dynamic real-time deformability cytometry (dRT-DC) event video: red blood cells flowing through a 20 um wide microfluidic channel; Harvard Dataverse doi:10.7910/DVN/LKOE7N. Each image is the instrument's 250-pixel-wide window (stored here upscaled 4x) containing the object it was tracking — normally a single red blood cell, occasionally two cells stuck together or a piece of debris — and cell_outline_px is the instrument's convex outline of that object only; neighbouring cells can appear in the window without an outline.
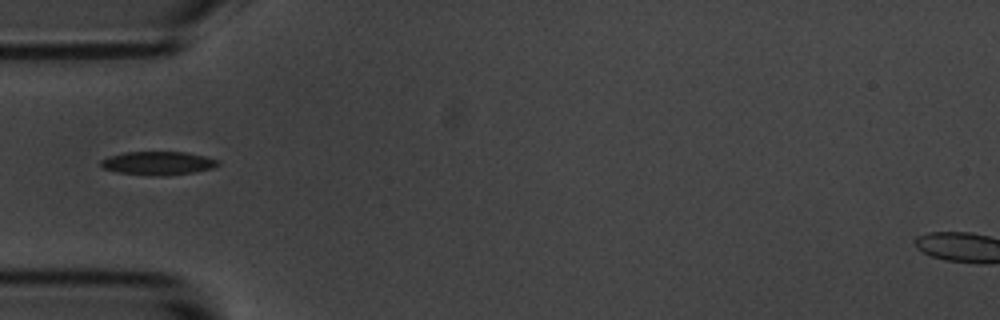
{"species": "common noctule bat (a hibernating species)", "species_latin": "Nyctalus noctula", "temperature_condition": "room temperature", "stored_images_in_passage": 3, "camera_frame_rate_fps": 3000, "um_per_image_px": 0.085, "animal": {"sex": "male", "body_mass_g": 20.1, "forearm_length_mm": 53.5}, "frame": {"image": 1, "passage_image": 1, "time_ms": 0.0, "image_size_px": [1000, 320], "cell_outline_px": [[220, 164], [212, 168], [196, 172], [168, 176], [152, 176], [120, 172], [100, 168], [100, 160], [108, 156], [124, 152], [184, 152], [204, 156], [220, 160]], "centroid_in_image_um": [13.42, 13.88], "position_along_channel_um": 71.6, "area_um2": 16.24}}
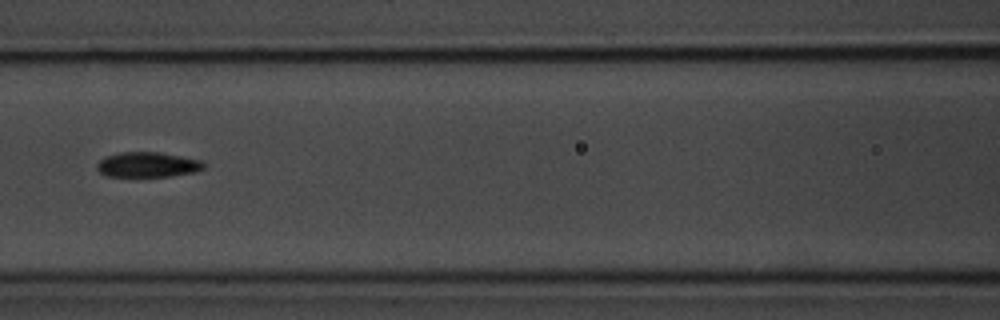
{"frame": {"image": 2, "passage_image": 3, "time_ms": 2.333, "image_size_px": [1000, 320], "cell_outline_px": [[204, 168], [196, 172], [172, 176], [108, 176], [100, 172], [96, 168], [96, 164], [104, 156], [120, 152], [160, 152], [200, 160], [204, 164]], "centroid_in_image_um": [12.53, 13.99], "position_along_channel_um": 154.1, "area_um2": 15.61}}